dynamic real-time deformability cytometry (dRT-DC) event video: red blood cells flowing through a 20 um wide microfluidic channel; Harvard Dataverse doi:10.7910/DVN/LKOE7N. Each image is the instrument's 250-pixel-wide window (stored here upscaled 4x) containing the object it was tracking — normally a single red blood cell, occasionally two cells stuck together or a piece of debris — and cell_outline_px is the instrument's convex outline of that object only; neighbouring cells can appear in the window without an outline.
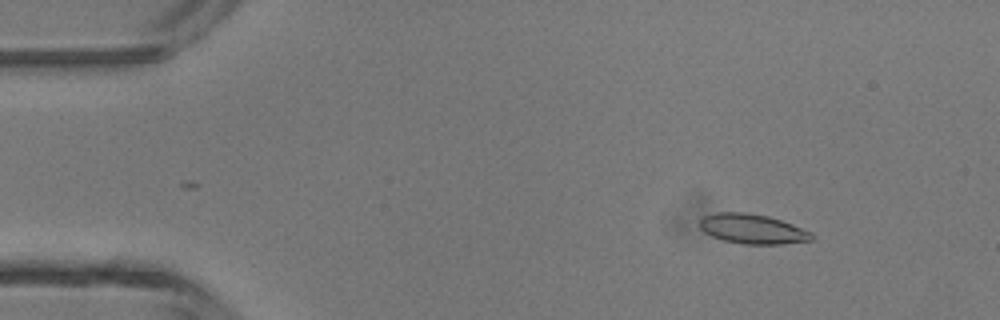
{"species": "common noctule bat (a hibernating species)", "species_latin": "Nyctalus noctula", "temperature_condition": "room temperature", "stored_images_in_passage": 47, "camera_frame_rate_fps": 3000, "um_per_image_px": 0.085, "animal": {"sex": "male", "body_mass_g": 13.3}, "frame": {"image": 1, "passage_image": 6, "time_ms": 1.667, "image_size_px": [1000, 320], "cell_outline_px": [[812, 240], [784, 244], [744, 244], [724, 240], [712, 236], [704, 232], [700, 228], [700, 220], [704, 216], [716, 212], [748, 212], [768, 216], [792, 224], [812, 232]], "centroid_in_image_um": [63.95, 19.45], "position_along_channel_um": 21.0, "area_um2": 19.36}}
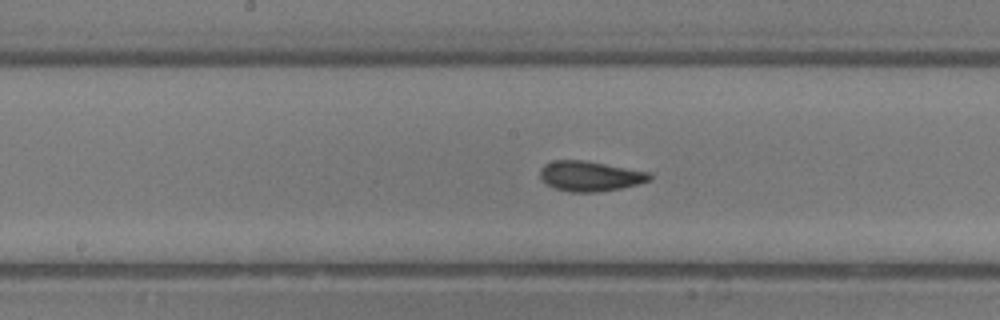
{"frame": {"image": 2, "passage_image": 24, "time_ms": 7.667, "image_size_px": [1000, 320], "cell_outline_px": [[652, 180], [620, 188], [596, 192], [572, 192], [556, 188], [548, 184], [540, 176], [540, 172], [544, 164], [552, 160], [584, 160], [648, 172], [652, 176]], "centroid_in_image_um": [50.15, 14.96], "position_along_channel_um": 198.0, "area_um2": 18.9}}
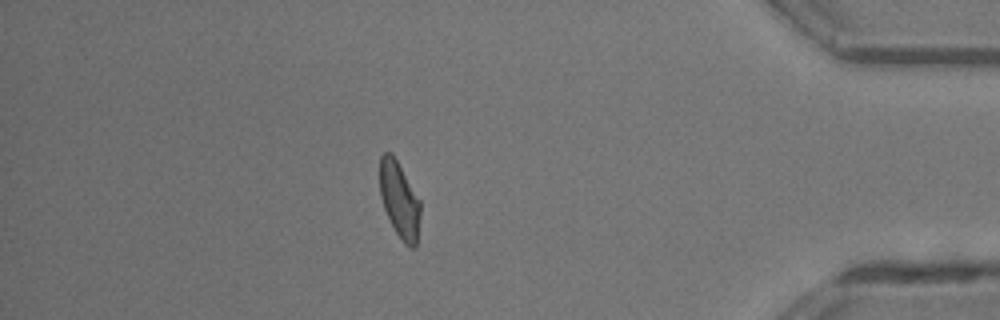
{"frame": {"image": 3, "passage_image": 41, "time_ms": 13.333, "image_size_px": [1000, 320], "cell_outline_px": [[420, 212], [416, 248], [408, 248], [404, 244], [396, 232], [384, 208], [380, 196], [380, 156], [384, 152], [392, 152], [420, 200]], "centroid_in_image_um": [33.95, 16.99], "position_along_channel_um": 401.2, "area_um2": 17.92}, "authors_computed_cell_mechanics": {"area_um2": 18.785, "velocity_mm_per_s": 4.3626, "shape_relaxation_time_tau1_ms": 4.952, "shape_relaxation_time_tau2_ms": 1.8551, "deformation_change_tau1": 0.1525, "deformation_change_tau2": 0.069}}